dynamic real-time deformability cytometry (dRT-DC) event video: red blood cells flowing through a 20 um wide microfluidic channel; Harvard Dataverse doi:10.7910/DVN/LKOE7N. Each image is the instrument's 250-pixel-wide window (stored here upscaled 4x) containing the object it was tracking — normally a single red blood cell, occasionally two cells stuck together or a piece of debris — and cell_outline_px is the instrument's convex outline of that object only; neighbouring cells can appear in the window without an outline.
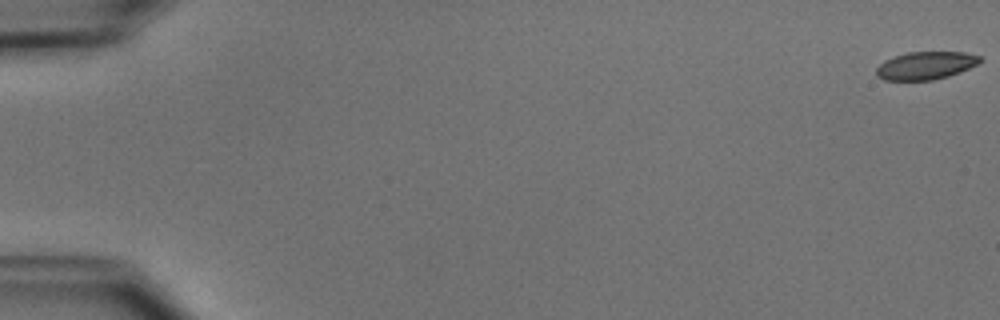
{"species": "common noctule bat (a hibernating species)", "species_latin": "Nyctalus noctula", "temperature_condition": "cold", "stored_images_in_passage": 52, "camera_frame_rate_fps": 3000, "um_per_image_px": 0.085, "animal": {"sex": "male", "body_mass_g": 15.6}, "frame": {"image": 1, "passage_image": 1, "time_ms": 0.0, "image_size_px": [1000, 320], "cell_outline_px": [[984, 60], [960, 72], [948, 76], [932, 80], [884, 80], [876, 76], [876, 68], [884, 60], [908, 52], [964, 52], [980, 56]], "centroid_in_image_um": [78.67, 5.57], "position_along_channel_um": 6.3, "area_um2": 16.76}}
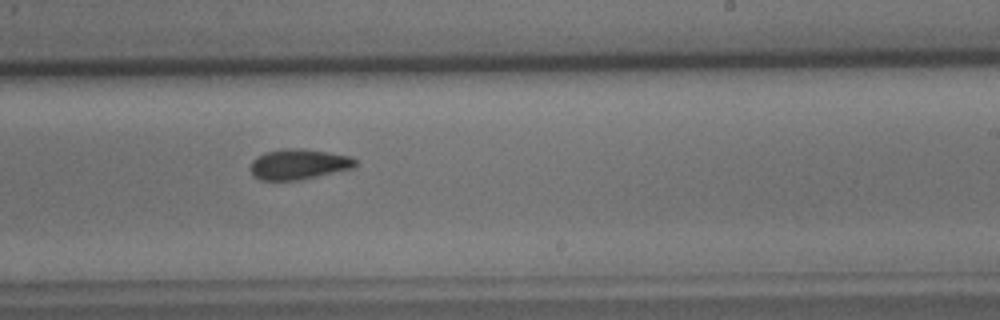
{"frame": {"image": 2, "passage_image": 33, "time_ms": 10.667, "image_size_px": [1000, 320], "cell_outline_px": [[356, 164], [352, 168], [316, 176], [296, 180], [260, 180], [252, 176], [252, 160], [256, 156], [264, 152], [284, 148], [300, 148], [328, 152], [352, 156], [356, 160]], "centroid_in_image_um": [25.36, 13.94], "position_along_channel_um": 263.6, "area_um2": 18.5}}
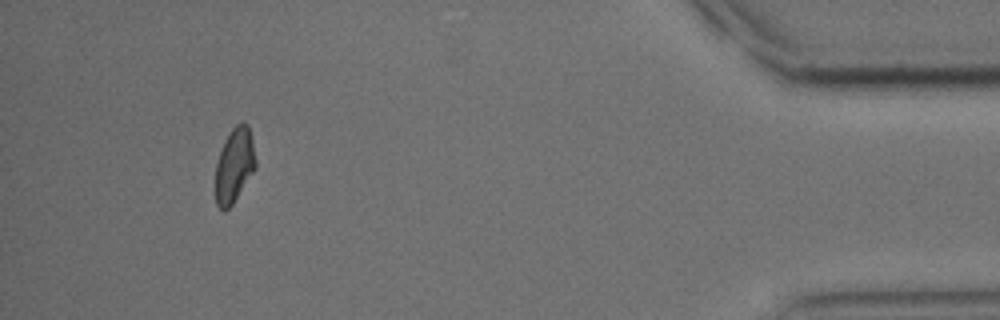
{"frame": {"image": 3, "passage_image": 49, "time_ms": 16.0, "image_size_px": [1000, 320], "cell_outline_px": [[256, 168], [232, 204], [224, 212], [216, 204], [216, 164], [224, 140], [232, 128], [240, 120], [244, 120], [248, 124], [252, 140], [256, 160]], "centroid_in_image_um": [19.93, 14.0], "position_along_channel_um": 415.3, "area_um2": 17.46}, "authors_computed_cell_mechanics": {"area_um2": 18.3226, "velocity_mm_per_s": 3.9335, "shape_relaxation_time_tau1_ms": 4.1858, "shape_relaxation_time_tau2_ms": 3.8774, "deformation_change_tau1": 0.1256, "deformation_change_tau2": 0.0884}}